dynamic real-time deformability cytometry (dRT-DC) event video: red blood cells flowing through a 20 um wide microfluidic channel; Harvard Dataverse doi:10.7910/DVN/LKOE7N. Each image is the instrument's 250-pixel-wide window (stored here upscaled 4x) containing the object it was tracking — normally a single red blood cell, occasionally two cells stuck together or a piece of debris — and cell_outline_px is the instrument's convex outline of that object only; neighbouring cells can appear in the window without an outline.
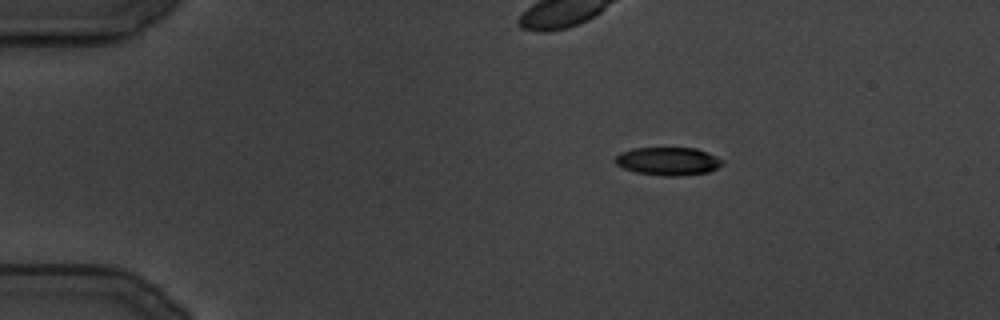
{"species": "common noctule bat (a hibernating species)", "species_latin": "Nyctalus noctula", "temperature_condition": "cold", "stored_images_in_passage": 74, "camera_frame_rate_fps": 3000, "um_per_image_px": 0.085, "animal": {"sex": "male", "body_mass_g": 19.5, "forearm_length_mm": 54.6}, "frame": {"image": 1, "passage_image": 1, "time_ms": 0.0, "image_size_px": [1000, 320], "cell_outline_px": [[724, 164], [708, 172], [676, 176], [664, 176], [636, 172], [624, 168], [616, 164], [616, 156], [620, 152], [632, 148], [696, 148], [716, 156], [724, 160]], "centroid_in_image_um": [56.8, 13.7], "position_along_channel_um": 28.2, "area_um2": 17.46}}